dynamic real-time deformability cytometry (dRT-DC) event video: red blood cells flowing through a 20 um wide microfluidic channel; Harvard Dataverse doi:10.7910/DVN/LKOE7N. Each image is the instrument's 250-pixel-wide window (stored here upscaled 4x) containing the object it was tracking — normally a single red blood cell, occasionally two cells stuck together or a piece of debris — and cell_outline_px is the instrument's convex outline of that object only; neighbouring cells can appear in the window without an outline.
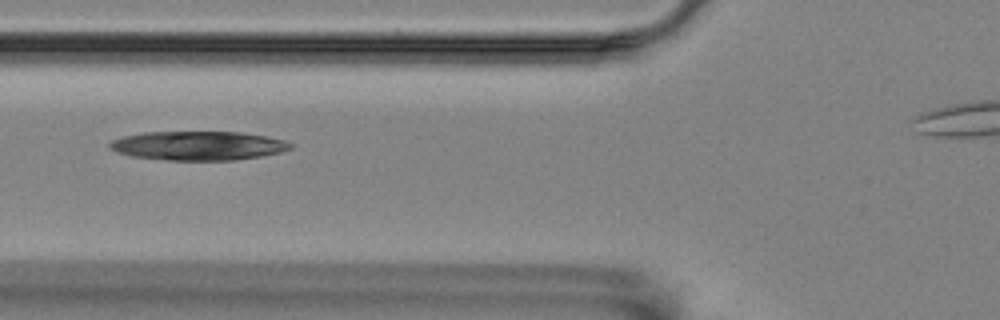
{"species": "Egyptian fruit bat (a non-hibernating species)", "species_latin": "Rousettus aegyptiacus", "temperature_condition": "room temperature", "stored_images_in_passage": 51, "camera_frame_rate_fps": 3000, "um_per_image_px": 0.085, "animal": {"sex": "female"}, "frame": {"image": 1, "passage_image": 22, "time_ms": 7.0, "image_size_px": [1000, 320], "cell_outline_px": [[292, 148], [280, 152], [260, 156], [232, 160], [168, 160], [132, 156], [108, 148], [108, 144], [112, 140], [124, 136], [144, 132], [240, 132], [264, 136], [284, 140], [292, 144]], "centroid_in_image_um": [16.83, 12.38], "position_along_channel_um": 109.0, "area_um2": 30.29}}
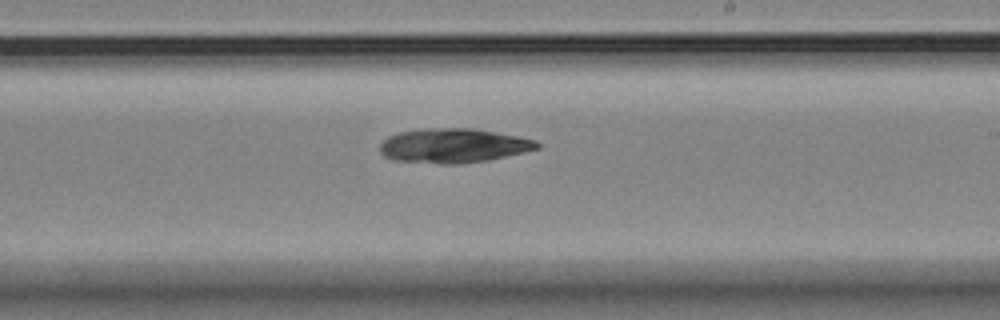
{"frame": {"image": 2, "passage_image": 34, "time_ms": 11.0, "image_size_px": [1000, 320], "cell_outline_px": [[540, 148], [524, 152], [488, 160], [460, 164], [440, 164], [392, 160], [384, 156], [380, 152], [380, 144], [388, 136], [396, 132], [428, 128], [472, 128], [516, 136], [536, 140], [540, 144]], "centroid_in_image_um": [38.5, 12.38], "position_along_channel_um": 250.5, "area_um2": 31.56}}
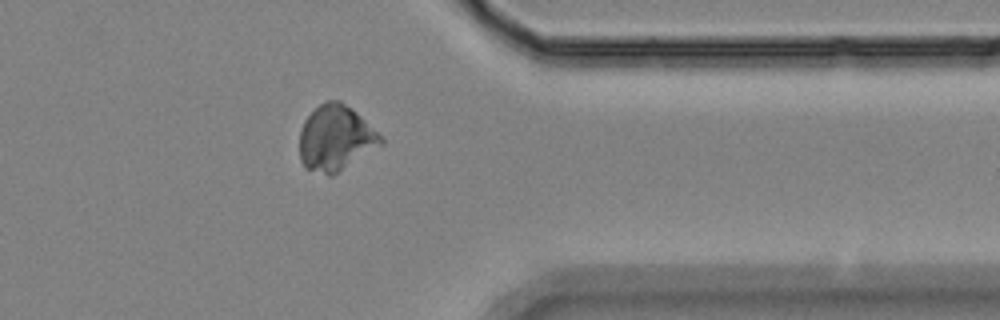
{"frame": {"image": 3, "passage_image": 46, "time_ms": 15.0, "image_size_px": [1000, 320], "cell_outline_px": [[384, 144], [332, 176], [328, 176], [304, 168], [300, 160], [300, 132], [304, 120], [320, 104], [328, 100], [340, 100], [356, 112], [384, 140]], "centroid_in_image_um": [28.51, 11.77], "position_along_channel_um": 382.9, "area_um2": 30.87}}